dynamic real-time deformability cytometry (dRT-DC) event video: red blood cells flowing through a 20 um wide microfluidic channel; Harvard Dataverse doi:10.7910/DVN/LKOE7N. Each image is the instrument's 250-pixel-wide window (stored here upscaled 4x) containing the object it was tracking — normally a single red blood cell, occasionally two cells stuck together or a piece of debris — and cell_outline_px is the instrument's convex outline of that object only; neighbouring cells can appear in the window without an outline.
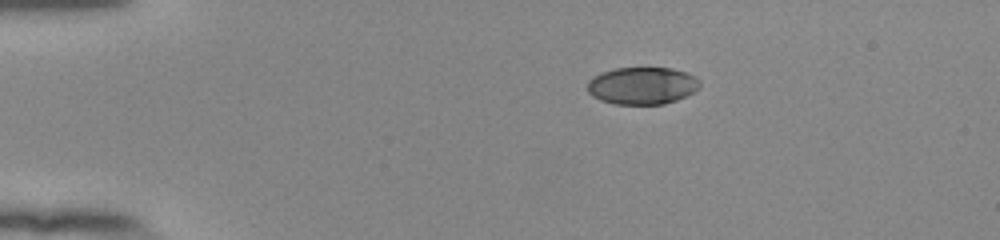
{"species": "human", "species_latin": "Homo sapiens", "temperature_condition": "room temperature", "stored_images_in_passage": 44, "camera_frame_rate_fps": 3000, "um_per_image_px": 0.085, "donor": {"sex": "female"}, "frame": {"image": 1, "passage_image": 1, "time_ms": 0.0, "image_size_px": [1000, 240], "cell_outline_px": [[700, 88], [676, 100], [664, 104], [616, 104], [600, 100], [592, 96], [588, 92], [588, 80], [592, 76], [616, 68], [672, 68], [688, 72], [696, 76], [700, 80]], "centroid_in_image_um": [54.6, 7.28], "position_along_channel_um": 30.4, "area_um2": 24.51}}
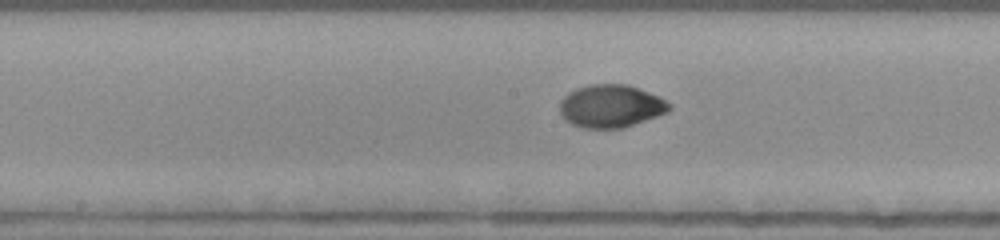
{"frame": {"image": 2, "passage_image": 19, "time_ms": 6.0, "image_size_px": [1000, 240], "cell_outline_px": [[672, 108], [668, 112], [620, 128], [584, 128], [572, 124], [560, 112], [560, 100], [568, 92], [576, 88], [592, 84], [628, 84], [648, 92], [672, 104]], "centroid_in_image_um": [51.91, 9.0], "position_along_channel_um": 196.3, "area_um2": 26.99}}
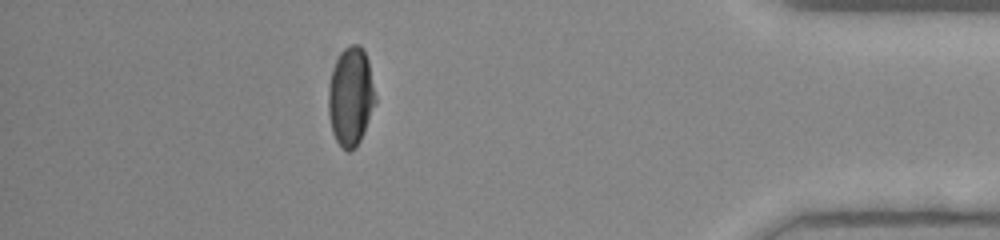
{"frame": {"image": 3, "passage_image": 38, "time_ms": 12.333, "image_size_px": [1000, 240], "cell_outline_px": [[376, 100], [364, 132], [360, 140], [348, 152], [336, 140], [332, 132], [328, 112], [328, 88], [332, 68], [336, 60], [344, 48], [352, 44], [360, 44], [364, 48], [368, 60], [376, 96]], "centroid_in_image_um": [29.8, 8.16], "position_along_channel_um": 405.4, "area_um2": 26.93}, "authors_computed_cell_mechanics": {"area_um2": 26.9348, "velocity_mm_per_s": 3.9277, "shape_relaxation_time_tau1_ms": 4.2964, "shape_relaxation_time_tau2_ms": 1.1484, "deformation_change_tau1": 0.1872, "deformation_change_tau2": 0.0254}}